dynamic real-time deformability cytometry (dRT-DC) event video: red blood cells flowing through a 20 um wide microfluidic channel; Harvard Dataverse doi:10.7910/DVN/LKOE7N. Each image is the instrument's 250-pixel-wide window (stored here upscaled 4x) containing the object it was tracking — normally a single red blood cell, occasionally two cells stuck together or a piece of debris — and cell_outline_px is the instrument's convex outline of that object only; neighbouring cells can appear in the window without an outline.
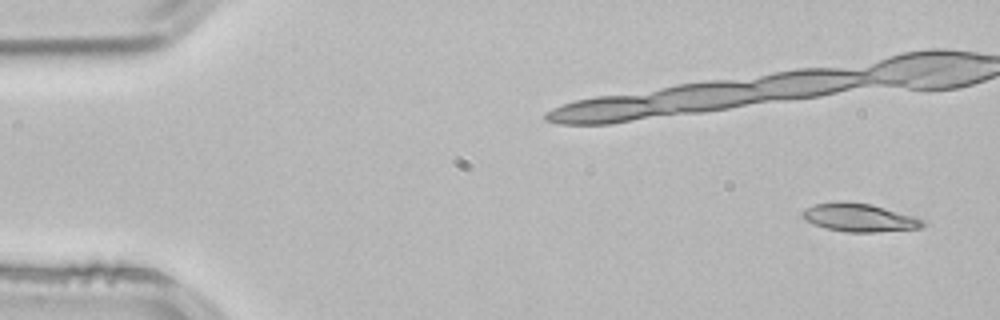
{"species": "common noctule bat (a hibernating species)", "species_latin": "Nyctalus noctula", "temperature_condition": "room temperature", "stored_images_in_passage": 3, "camera_frame_rate_fps": 3000, "um_per_image_px": 0.085, "animal": {"sex": "male", "body_mass_g": 21.5, "forearm_length_mm": 52.0}, "frame": {"image": 1, "passage_image": 1, "time_ms": 0.0, "image_size_px": [1000, 320], "cell_outline_px": [[928, 224], [920, 228], [880, 232], [844, 232], [812, 224], [804, 220], [800, 216], [800, 212], [804, 208], [816, 204], [836, 200], [844, 200], [872, 204], [916, 216], [924, 220]], "centroid_in_image_um": [73.03, 18.48], "position_along_channel_um": 12.0, "area_um2": 20.4}}